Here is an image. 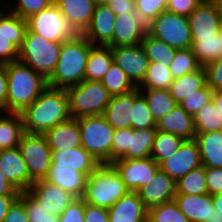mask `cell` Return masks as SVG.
<instances>
[{"mask_svg": "<svg viewBox=\"0 0 222 222\" xmlns=\"http://www.w3.org/2000/svg\"><path fill=\"white\" fill-rule=\"evenodd\" d=\"M21 116L25 132L45 134L71 118L67 90L48 86Z\"/></svg>", "mask_w": 222, "mask_h": 222, "instance_id": "obj_1", "label": "cell"}, {"mask_svg": "<svg viewBox=\"0 0 222 222\" xmlns=\"http://www.w3.org/2000/svg\"><path fill=\"white\" fill-rule=\"evenodd\" d=\"M7 112L22 113L48 87V80L25 63H6Z\"/></svg>", "mask_w": 222, "mask_h": 222, "instance_id": "obj_2", "label": "cell"}, {"mask_svg": "<svg viewBox=\"0 0 222 222\" xmlns=\"http://www.w3.org/2000/svg\"><path fill=\"white\" fill-rule=\"evenodd\" d=\"M93 46L82 34L62 42L60 56L48 79V86L67 89L84 81L87 57Z\"/></svg>", "mask_w": 222, "mask_h": 222, "instance_id": "obj_3", "label": "cell"}, {"mask_svg": "<svg viewBox=\"0 0 222 222\" xmlns=\"http://www.w3.org/2000/svg\"><path fill=\"white\" fill-rule=\"evenodd\" d=\"M129 190L112 164H100L86 180L83 199L87 204L109 209Z\"/></svg>", "mask_w": 222, "mask_h": 222, "instance_id": "obj_4", "label": "cell"}, {"mask_svg": "<svg viewBox=\"0 0 222 222\" xmlns=\"http://www.w3.org/2000/svg\"><path fill=\"white\" fill-rule=\"evenodd\" d=\"M61 46V42L48 41L27 27L18 60L48 80L56 68Z\"/></svg>", "mask_w": 222, "mask_h": 222, "instance_id": "obj_5", "label": "cell"}, {"mask_svg": "<svg viewBox=\"0 0 222 222\" xmlns=\"http://www.w3.org/2000/svg\"><path fill=\"white\" fill-rule=\"evenodd\" d=\"M81 146L100 164L112 163L114 128L103 115L78 118Z\"/></svg>", "mask_w": 222, "mask_h": 222, "instance_id": "obj_6", "label": "cell"}, {"mask_svg": "<svg viewBox=\"0 0 222 222\" xmlns=\"http://www.w3.org/2000/svg\"><path fill=\"white\" fill-rule=\"evenodd\" d=\"M70 115L72 118L103 115L111 95L101 81L84 80L68 87Z\"/></svg>", "mask_w": 222, "mask_h": 222, "instance_id": "obj_7", "label": "cell"}, {"mask_svg": "<svg viewBox=\"0 0 222 222\" xmlns=\"http://www.w3.org/2000/svg\"><path fill=\"white\" fill-rule=\"evenodd\" d=\"M147 31L177 50L188 49L192 46L187 16L163 11L148 25Z\"/></svg>", "mask_w": 222, "mask_h": 222, "instance_id": "obj_8", "label": "cell"}, {"mask_svg": "<svg viewBox=\"0 0 222 222\" xmlns=\"http://www.w3.org/2000/svg\"><path fill=\"white\" fill-rule=\"evenodd\" d=\"M18 148L33 181L42 180L52 164V151L45 134L24 132Z\"/></svg>", "mask_w": 222, "mask_h": 222, "instance_id": "obj_9", "label": "cell"}, {"mask_svg": "<svg viewBox=\"0 0 222 222\" xmlns=\"http://www.w3.org/2000/svg\"><path fill=\"white\" fill-rule=\"evenodd\" d=\"M27 27L48 41L64 42L73 39L77 33L53 3L48 8L31 15Z\"/></svg>", "mask_w": 222, "mask_h": 222, "instance_id": "obj_10", "label": "cell"}, {"mask_svg": "<svg viewBox=\"0 0 222 222\" xmlns=\"http://www.w3.org/2000/svg\"><path fill=\"white\" fill-rule=\"evenodd\" d=\"M121 176L122 182L131 192L147 185L155 176L159 165L151 158L118 159L111 163Z\"/></svg>", "mask_w": 222, "mask_h": 222, "instance_id": "obj_11", "label": "cell"}, {"mask_svg": "<svg viewBox=\"0 0 222 222\" xmlns=\"http://www.w3.org/2000/svg\"><path fill=\"white\" fill-rule=\"evenodd\" d=\"M114 62L125 72L132 83L138 87L145 78L150 61L141 44L111 47Z\"/></svg>", "mask_w": 222, "mask_h": 222, "instance_id": "obj_12", "label": "cell"}, {"mask_svg": "<svg viewBox=\"0 0 222 222\" xmlns=\"http://www.w3.org/2000/svg\"><path fill=\"white\" fill-rule=\"evenodd\" d=\"M202 165L197 142L185 140L180 149L169 159L163 161L159 168L175 182L187 175L191 170Z\"/></svg>", "mask_w": 222, "mask_h": 222, "instance_id": "obj_13", "label": "cell"}, {"mask_svg": "<svg viewBox=\"0 0 222 222\" xmlns=\"http://www.w3.org/2000/svg\"><path fill=\"white\" fill-rule=\"evenodd\" d=\"M27 192L36 199L48 214L60 216L75 198L69 192L42 180L34 181Z\"/></svg>", "mask_w": 222, "mask_h": 222, "instance_id": "obj_14", "label": "cell"}, {"mask_svg": "<svg viewBox=\"0 0 222 222\" xmlns=\"http://www.w3.org/2000/svg\"><path fill=\"white\" fill-rule=\"evenodd\" d=\"M0 169L19 192L27 191L34 183L18 147L0 150Z\"/></svg>", "mask_w": 222, "mask_h": 222, "instance_id": "obj_15", "label": "cell"}, {"mask_svg": "<svg viewBox=\"0 0 222 222\" xmlns=\"http://www.w3.org/2000/svg\"><path fill=\"white\" fill-rule=\"evenodd\" d=\"M147 30V25L137 13L118 14L115 19L113 38L106 46L117 47L141 44Z\"/></svg>", "mask_w": 222, "mask_h": 222, "instance_id": "obj_16", "label": "cell"}, {"mask_svg": "<svg viewBox=\"0 0 222 222\" xmlns=\"http://www.w3.org/2000/svg\"><path fill=\"white\" fill-rule=\"evenodd\" d=\"M222 18L212 0H203L188 16L192 39L219 33Z\"/></svg>", "mask_w": 222, "mask_h": 222, "instance_id": "obj_17", "label": "cell"}, {"mask_svg": "<svg viewBox=\"0 0 222 222\" xmlns=\"http://www.w3.org/2000/svg\"><path fill=\"white\" fill-rule=\"evenodd\" d=\"M147 209L174 200L176 182L160 168L155 176L136 191Z\"/></svg>", "mask_w": 222, "mask_h": 222, "instance_id": "obj_18", "label": "cell"}, {"mask_svg": "<svg viewBox=\"0 0 222 222\" xmlns=\"http://www.w3.org/2000/svg\"><path fill=\"white\" fill-rule=\"evenodd\" d=\"M116 15L105 4L96 5L91 22L82 35L93 45L106 46L113 38Z\"/></svg>", "mask_w": 222, "mask_h": 222, "instance_id": "obj_19", "label": "cell"}, {"mask_svg": "<svg viewBox=\"0 0 222 222\" xmlns=\"http://www.w3.org/2000/svg\"><path fill=\"white\" fill-rule=\"evenodd\" d=\"M54 4L77 34L87 29L96 6L93 0H54Z\"/></svg>", "mask_w": 222, "mask_h": 222, "instance_id": "obj_20", "label": "cell"}, {"mask_svg": "<svg viewBox=\"0 0 222 222\" xmlns=\"http://www.w3.org/2000/svg\"><path fill=\"white\" fill-rule=\"evenodd\" d=\"M110 222H147L148 209L137 192L129 191L108 209Z\"/></svg>", "mask_w": 222, "mask_h": 222, "instance_id": "obj_21", "label": "cell"}, {"mask_svg": "<svg viewBox=\"0 0 222 222\" xmlns=\"http://www.w3.org/2000/svg\"><path fill=\"white\" fill-rule=\"evenodd\" d=\"M52 163L56 167H72L89 177L100 163L82 146L62 151H52Z\"/></svg>", "mask_w": 222, "mask_h": 222, "instance_id": "obj_22", "label": "cell"}, {"mask_svg": "<svg viewBox=\"0 0 222 222\" xmlns=\"http://www.w3.org/2000/svg\"><path fill=\"white\" fill-rule=\"evenodd\" d=\"M43 180L57 185L75 198H82L87 177L81 172L73 170L72 167H56L52 163Z\"/></svg>", "mask_w": 222, "mask_h": 222, "instance_id": "obj_23", "label": "cell"}, {"mask_svg": "<svg viewBox=\"0 0 222 222\" xmlns=\"http://www.w3.org/2000/svg\"><path fill=\"white\" fill-rule=\"evenodd\" d=\"M134 105V90L122 95L111 96L103 116L114 128H132V108Z\"/></svg>", "mask_w": 222, "mask_h": 222, "instance_id": "obj_24", "label": "cell"}, {"mask_svg": "<svg viewBox=\"0 0 222 222\" xmlns=\"http://www.w3.org/2000/svg\"><path fill=\"white\" fill-rule=\"evenodd\" d=\"M156 129L175 134L185 140H193L196 137L193 116L180 105L156 121Z\"/></svg>", "mask_w": 222, "mask_h": 222, "instance_id": "obj_25", "label": "cell"}, {"mask_svg": "<svg viewBox=\"0 0 222 222\" xmlns=\"http://www.w3.org/2000/svg\"><path fill=\"white\" fill-rule=\"evenodd\" d=\"M51 151H62L81 146V134L78 119L70 118L57 124L46 133Z\"/></svg>", "mask_w": 222, "mask_h": 222, "instance_id": "obj_26", "label": "cell"}, {"mask_svg": "<svg viewBox=\"0 0 222 222\" xmlns=\"http://www.w3.org/2000/svg\"><path fill=\"white\" fill-rule=\"evenodd\" d=\"M174 200L190 222H206L214 212L213 201L208 193L202 195L176 194Z\"/></svg>", "mask_w": 222, "mask_h": 222, "instance_id": "obj_27", "label": "cell"}, {"mask_svg": "<svg viewBox=\"0 0 222 222\" xmlns=\"http://www.w3.org/2000/svg\"><path fill=\"white\" fill-rule=\"evenodd\" d=\"M205 168H222V130L198 133L194 138Z\"/></svg>", "mask_w": 222, "mask_h": 222, "instance_id": "obj_28", "label": "cell"}, {"mask_svg": "<svg viewBox=\"0 0 222 222\" xmlns=\"http://www.w3.org/2000/svg\"><path fill=\"white\" fill-rule=\"evenodd\" d=\"M113 62L110 46L94 45L87 57L84 80L101 81Z\"/></svg>", "mask_w": 222, "mask_h": 222, "instance_id": "obj_29", "label": "cell"}, {"mask_svg": "<svg viewBox=\"0 0 222 222\" xmlns=\"http://www.w3.org/2000/svg\"><path fill=\"white\" fill-rule=\"evenodd\" d=\"M24 132L21 113H0V150L18 147Z\"/></svg>", "mask_w": 222, "mask_h": 222, "instance_id": "obj_30", "label": "cell"}, {"mask_svg": "<svg viewBox=\"0 0 222 222\" xmlns=\"http://www.w3.org/2000/svg\"><path fill=\"white\" fill-rule=\"evenodd\" d=\"M206 84L205 69L204 67H200L192 73L174 78L173 82L169 86V92L174 100L179 104L188 96L203 88Z\"/></svg>", "mask_w": 222, "mask_h": 222, "instance_id": "obj_31", "label": "cell"}, {"mask_svg": "<svg viewBox=\"0 0 222 222\" xmlns=\"http://www.w3.org/2000/svg\"><path fill=\"white\" fill-rule=\"evenodd\" d=\"M191 49L201 67H205L222 57V37L217 33L213 36L192 39Z\"/></svg>", "mask_w": 222, "mask_h": 222, "instance_id": "obj_32", "label": "cell"}, {"mask_svg": "<svg viewBox=\"0 0 222 222\" xmlns=\"http://www.w3.org/2000/svg\"><path fill=\"white\" fill-rule=\"evenodd\" d=\"M140 93L147 100L148 108L154 119L158 121L160 118L170 113L179 104L170 95L169 89H139Z\"/></svg>", "mask_w": 222, "mask_h": 222, "instance_id": "obj_33", "label": "cell"}, {"mask_svg": "<svg viewBox=\"0 0 222 222\" xmlns=\"http://www.w3.org/2000/svg\"><path fill=\"white\" fill-rule=\"evenodd\" d=\"M157 129H133L129 134L127 159H143L151 156Z\"/></svg>", "mask_w": 222, "mask_h": 222, "instance_id": "obj_34", "label": "cell"}, {"mask_svg": "<svg viewBox=\"0 0 222 222\" xmlns=\"http://www.w3.org/2000/svg\"><path fill=\"white\" fill-rule=\"evenodd\" d=\"M27 29V20L6 9L0 15V36L9 38V41L18 49L22 47Z\"/></svg>", "mask_w": 222, "mask_h": 222, "instance_id": "obj_35", "label": "cell"}, {"mask_svg": "<svg viewBox=\"0 0 222 222\" xmlns=\"http://www.w3.org/2000/svg\"><path fill=\"white\" fill-rule=\"evenodd\" d=\"M185 141L180 136L157 130L151 151V158L160 165L163 161L173 156Z\"/></svg>", "mask_w": 222, "mask_h": 222, "instance_id": "obj_36", "label": "cell"}, {"mask_svg": "<svg viewBox=\"0 0 222 222\" xmlns=\"http://www.w3.org/2000/svg\"><path fill=\"white\" fill-rule=\"evenodd\" d=\"M141 45L150 62H156L167 66L172 64L177 49L172 48L164 41L152 36L148 31Z\"/></svg>", "mask_w": 222, "mask_h": 222, "instance_id": "obj_37", "label": "cell"}, {"mask_svg": "<svg viewBox=\"0 0 222 222\" xmlns=\"http://www.w3.org/2000/svg\"><path fill=\"white\" fill-rule=\"evenodd\" d=\"M193 119L196 134L222 130V115L213 99L207 102Z\"/></svg>", "mask_w": 222, "mask_h": 222, "instance_id": "obj_38", "label": "cell"}, {"mask_svg": "<svg viewBox=\"0 0 222 222\" xmlns=\"http://www.w3.org/2000/svg\"><path fill=\"white\" fill-rule=\"evenodd\" d=\"M101 82L111 96L126 94L137 88L115 62L112 63Z\"/></svg>", "mask_w": 222, "mask_h": 222, "instance_id": "obj_39", "label": "cell"}, {"mask_svg": "<svg viewBox=\"0 0 222 222\" xmlns=\"http://www.w3.org/2000/svg\"><path fill=\"white\" fill-rule=\"evenodd\" d=\"M205 167L203 165L191 170L176 182V194H207Z\"/></svg>", "mask_w": 222, "mask_h": 222, "instance_id": "obj_40", "label": "cell"}, {"mask_svg": "<svg viewBox=\"0 0 222 222\" xmlns=\"http://www.w3.org/2000/svg\"><path fill=\"white\" fill-rule=\"evenodd\" d=\"M169 66L150 62L143 82L138 86L139 89H169L173 82Z\"/></svg>", "mask_w": 222, "mask_h": 222, "instance_id": "obj_41", "label": "cell"}, {"mask_svg": "<svg viewBox=\"0 0 222 222\" xmlns=\"http://www.w3.org/2000/svg\"><path fill=\"white\" fill-rule=\"evenodd\" d=\"M133 129H156V120L151 114L147 100L140 93L139 88L134 89V105L132 108Z\"/></svg>", "mask_w": 222, "mask_h": 222, "instance_id": "obj_42", "label": "cell"}, {"mask_svg": "<svg viewBox=\"0 0 222 222\" xmlns=\"http://www.w3.org/2000/svg\"><path fill=\"white\" fill-rule=\"evenodd\" d=\"M147 222H190L175 200L148 209Z\"/></svg>", "mask_w": 222, "mask_h": 222, "instance_id": "obj_43", "label": "cell"}, {"mask_svg": "<svg viewBox=\"0 0 222 222\" xmlns=\"http://www.w3.org/2000/svg\"><path fill=\"white\" fill-rule=\"evenodd\" d=\"M201 65L196 60L191 48L176 50L172 64L169 69L173 78L181 77L185 74L198 70Z\"/></svg>", "mask_w": 222, "mask_h": 222, "instance_id": "obj_44", "label": "cell"}, {"mask_svg": "<svg viewBox=\"0 0 222 222\" xmlns=\"http://www.w3.org/2000/svg\"><path fill=\"white\" fill-rule=\"evenodd\" d=\"M19 199L25 204L29 222H59L60 216L48 214L27 191L20 192Z\"/></svg>", "mask_w": 222, "mask_h": 222, "instance_id": "obj_45", "label": "cell"}, {"mask_svg": "<svg viewBox=\"0 0 222 222\" xmlns=\"http://www.w3.org/2000/svg\"><path fill=\"white\" fill-rule=\"evenodd\" d=\"M168 0H135L136 13L148 25L163 11Z\"/></svg>", "mask_w": 222, "mask_h": 222, "instance_id": "obj_46", "label": "cell"}, {"mask_svg": "<svg viewBox=\"0 0 222 222\" xmlns=\"http://www.w3.org/2000/svg\"><path fill=\"white\" fill-rule=\"evenodd\" d=\"M214 91L206 84L203 88L197 90L194 94H191L179 105L193 117L197 112L206 105L207 102L212 100Z\"/></svg>", "mask_w": 222, "mask_h": 222, "instance_id": "obj_47", "label": "cell"}, {"mask_svg": "<svg viewBox=\"0 0 222 222\" xmlns=\"http://www.w3.org/2000/svg\"><path fill=\"white\" fill-rule=\"evenodd\" d=\"M53 3L54 0H16V3H14L16 6L12 9L11 6H6L9 7L8 10L10 12L19 15L23 19H27L31 15L48 8Z\"/></svg>", "mask_w": 222, "mask_h": 222, "instance_id": "obj_48", "label": "cell"}, {"mask_svg": "<svg viewBox=\"0 0 222 222\" xmlns=\"http://www.w3.org/2000/svg\"><path fill=\"white\" fill-rule=\"evenodd\" d=\"M129 134H132V128L114 130L112 163L118 159H127Z\"/></svg>", "mask_w": 222, "mask_h": 222, "instance_id": "obj_49", "label": "cell"}, {"mask_svg": "<svg viewBox=\"0 0 222 222\" xmlns=\"http://www.w3.org/2000/svg\"><path fill=\"white\" fill-rule=\"evenodd\" d=\"M59 222H85V201L74 198L60 215Z\"/></svg>", "mask_w": 222, "mask_h": 222, "instance_id": "obj_50", "label": "cell"}, {"mask_svg": "<svg viewBox=\"0 0 222 222\" xmlns=\"http://www.w3.org/2000/svg\"><path fill=\"white\" fill-rule=\"evenodd\" d=\"M207 85L215 92L222 90V57L204 67Z\"/></svg>", "mask_w": 222, "mask_h": 222, "instance_id": "obj_51", "label": "cell"}, {"mask_svg": "<svg viewBox=\"0 0 222 222\" xmlns=\"http://www.w3.org/2000/svg\"><path fill=\"white\" fill-rule=\"evenodd\" d=\"M203 0H168L166 10L177 15L189 16Z\"/></svg>", "mask_w": 222, "mask_h": 222, "instance_id": "obj_52", "label": "cell"}, {"mask_svg": "<svg viewBox=\"0 0 222 222\" xmlns=\"http://www.w3.org/2000/svg\"><path fill=\"white\" fill-rule=\"evenodd\" d=\"M208 194L222 193V168H205Z\"/></svg>", "mask_w": 222, "mask_h": 222, "instance_id": "obj_53", "label": "cell"}, {"mask_svg": "<svg viewBox=\"0 0 222 222\" xmlns=\"http://www.w3.org/2000/svg\"><path fill=\"white\" fill-rule=\"evenodd\" d=\"M18 57L19 49L9 41V38L0 36V64L16 61Z\"/></svg>", "mask_w": 222, "mask_h": 222, "instance_id": "obj_54", "label": "cell"}, {"mask_svg": "<svg viewBox=\"0 0 222 222\" xmlns=\"http://www.w3.org/2000/svg\"><path fill=\"white\" fill-rule=\"evenodd\" d=\"M2 222H29L25 204L18 198Z\"/></svg>", "mask_w": 222, "mask_h": 222, "instance_id": "obj_55", "label": "cell"}, {"mask_svg": "<svg viewBox=\"0 0 222 222\" xmlns=\"http://www.w3.org/2000/svg\"><path fill=\"white\" fill-rule=\"evenodd\" d=\"M85 222H110L108 210L85 202Z\"/></svg>", "mask_w": 222, "mask_h": 222, "instance_id": "obj_56", "label": "cell"}, {"mask_svg": "<svg viewBox=\"0 0 222 222\" xmlns=\"http://www.w3.org/2000/svg\"><path fill=\"white\" fill-rule=\"evenodd\" d=\"M115 15L136 13L135 0H108L105 4Z\"/></svg>", "mask_w": 222, "mask_h": 222, "instance_id": "obj_57", "label": "cell"}, {"mask_svg": "<svg viewBox=\"0 0 222 222\" xmlns=\"http://www.w3.org/2000/svg\"><path fill=\"white\" fill-rule=\"evenodd\" d=\"M7 90L6 64H0V113L7 112Z\"/></svg>", "mask_w": 222, "mask_h": 222, "instance_id": "obj_58", "label": "cell"}, {"mask_svg": "<svg viewBox=\"0 0 222 222\" xmlns=\"http://www.w3.org/2000/svg\"><path fill=\"white\" fill-rule=\"evenodd\" d=\"M19 198V195H0V222L3 221L12 204Z\"/></svg>", "mask_w": 222, "mask_h": 222, "instance_id": "obj_59", "label": "cell"}, {"mask_svg": "<svg viewBox=\"0 0 222 222\" xmlns=\"http://www.w3.org/2000/svg\"><path fill=\"white\" fill-rule=\"evenodd\" d=\"M0 195H20V192L12 186L0 169Z\"/></svg>", "mask_w": 222, "mask_h": 222, "instance_id": "obj_60", "label": "cell"}, {"mask_svg": "<svg viewBox=\"0 0 222 222\" xmlns=\"http://www.w3.org/2000/svg\"><path fill=\"white\" fill-rule=\"evenodd\" d=\"M213 201L214 210L222 215V193L211 195Z\"/></svg>", "mask_w": 222, "mask_h": 222, "instance_id": "obj_61", "label": "cell"}, {"mask_svg": "<svg viewBox=\"0 0 222 222\" xmlns=\"http://www.w3.org/2000/svg\"><path fill=\"white\" fill-rule=\"evenodd\" d=\"M212 99L215 103L216 108L220 111V113L222 115V90L215 91L213 93Z\"/></svg>", "mask_w": 222, "mask_h": 222, "instance_id": "obj_62", "label": "cell"}, {"mask_svg": "<svg viewBox=\"0 0 222 222\" xmlns=\"http://www.w3.org/2000/svg\"><path fill=\"white\" fill-rule=\"evenodd\" d=\"M206 222H222V215L214 210V212L211 213L209 220Z\"/></svg>", "mask_w": 222, "mask_h": 222, "instance_id": "obj_63", "label": "cell"}, {"mask_svg": "<svg viewBox=\"0 0 222 222\" xmlns=\"http://www.w3.org/2000/svg\"><path fill=\"white\" fill-rule=\"evenodd\" d=\"M216 6L217 12L220 14L222 18V0H212Z\"/></svg>", "mask_w": 222, "mask_h": 222, "instance_id": "obj_64", "label": "cell"}, {"mask_svg": "<svg viewBox=\"0 0 222 222\" xmlns=\"http://www.w3.org/2000/svg\"><path fill=\"white\" fill-rule=\"evenodd\" d=\"M96 5H102V4H106V2H108V0H93Z\"/></svg>", "mask_w": 222, "mask_h": 222, "instance_id": "obj_65", "label": "cell"}, {"mask_svg": "<svg viewBox=\"0 0 222 222\" xmlns=\"http://www.w3.org/2000/svg\"><path fill=\"white\" fill-rule=\"evenodd\" d=\"M3 3V4H2ZM7 5L6 3H4L2 0H0V15L7 9V8H5V9H3V7H2V5Z\"/></svg>", "mask_w": 222, "mask_h": 222, "instance_id": "obj_66", "label": "cell"}, {"mask_svg": "<svg viewBox=\"0 0 222 222\" xmlns=\"http://www.w3.org/2000/svg\"><path fill=\"white\" fill-rule=\"evenodd\" d=\"M219 33H220V36L222 37V21H221V24H220Z\"/></svg>", "mask_w": 222, "mask_h": 222, "instance_id": "obj_67", "label": "cell"}]
</instances>
